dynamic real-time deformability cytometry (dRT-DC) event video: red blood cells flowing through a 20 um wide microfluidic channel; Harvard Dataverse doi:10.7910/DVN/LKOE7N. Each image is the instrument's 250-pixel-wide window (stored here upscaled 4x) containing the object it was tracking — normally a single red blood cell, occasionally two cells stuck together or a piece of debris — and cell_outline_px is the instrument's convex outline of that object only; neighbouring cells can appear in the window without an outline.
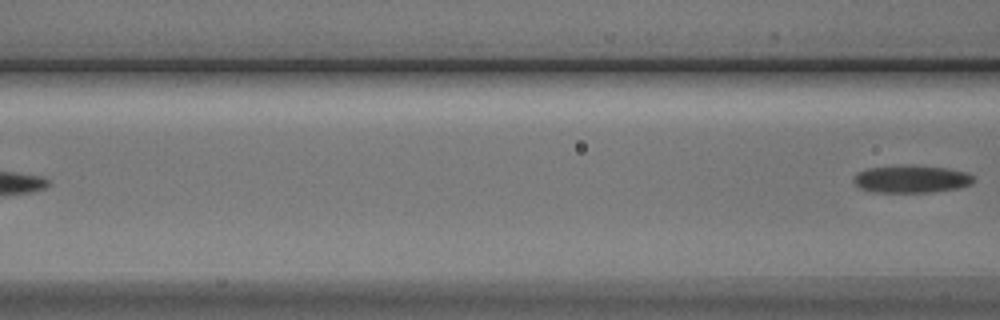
{"species": "Egyptian fruit bat (a non-hibernating species)", "species_latin": "Rousettus aegyptiacus", "temperature_condition": "cold", "stored_images_in_passage": 7, "camera_frame_rate_fps": 3000, "um_per_image_px": 0.085, "animal": {"sex": "male"}, "frame": {"image": 1, "passage_image": 7, "time_ms": 7.0, "image_size_px": [1000, 320], "cell_outline_px": [[972, 184], [956, 188], [932, 192], [872, 192], [860, 188], [852, 180], [852, 176], [868, 168], [908, 164], [948, 168], [964, 172], [972, 176]], "centroid_in_image_um": [77.41, 15.21], "position_along_channel_um": 89.2, "area_um2": 19.25}}